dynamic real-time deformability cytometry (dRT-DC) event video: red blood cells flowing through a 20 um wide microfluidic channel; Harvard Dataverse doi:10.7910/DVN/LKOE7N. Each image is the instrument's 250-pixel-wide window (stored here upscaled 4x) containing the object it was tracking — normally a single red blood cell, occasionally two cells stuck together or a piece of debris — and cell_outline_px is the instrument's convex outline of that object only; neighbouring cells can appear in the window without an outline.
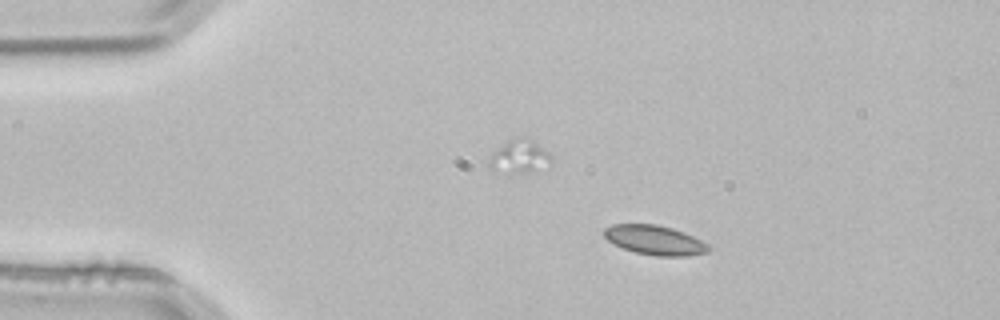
{"species": "common noctule bat (a hibernating species)", "species_latin": "Nyctalus noctula", "temperature_condition": "room temperature", "stored_images_in_passage": 2, "camera_frame_rate_fps": 3000, "um_per_image_px": 0.085, "animal": {"sex": "male", "body_mass_g": 21.5, "forearm_length_mm": 52.0}, "frame": {"image": 1, "passage_image": 1, "time_ms": 0.0, "image_size_px": [1000, 320], "cell_outline_px": [[712, 248], [708, 252], [688, 256], [656, 256], [636, 252], [612, 244], [604, 236], [604, 228], [612, 224], [656, 224], [672, 228], [684, 232], [708, 244]], "centroid_in_image_um": [55.66, 20.41], "position_along_channel_um": 29.3, "area_um2": 17.98}}